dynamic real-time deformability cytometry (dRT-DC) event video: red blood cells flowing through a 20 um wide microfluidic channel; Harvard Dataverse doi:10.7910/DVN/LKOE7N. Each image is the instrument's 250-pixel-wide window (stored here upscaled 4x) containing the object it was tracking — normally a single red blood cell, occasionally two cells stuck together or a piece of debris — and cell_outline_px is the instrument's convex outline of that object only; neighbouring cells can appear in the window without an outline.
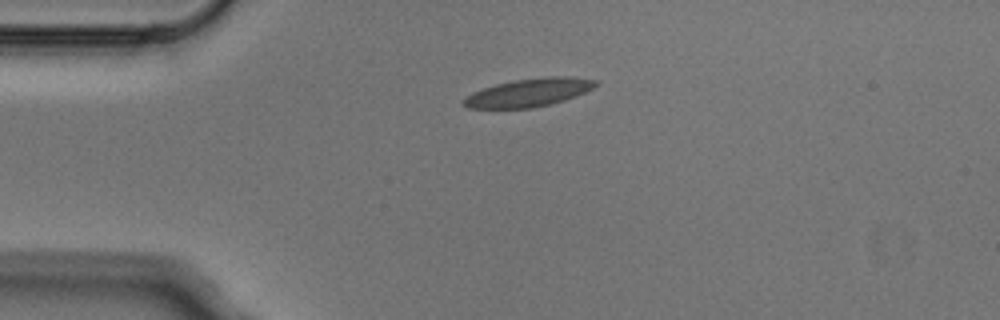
{"species": "Egyptian fruit bat (a non-hibernating species)", "species_latin": "Rousettus aegyptiacus", "temperature_condition": "cold", "stored_images_in_passage": 2, "camera_frame_rate_fps": 3000, "um_per_image_px": 0.085, "animal": {"sex": "male"}, "frame": {"image": 1, "passage_image": 1, "time_ms": 0.0, "image_size_px": [1000, 320], "cell_outline_px": [[600, 84], [576, 96], [564, 100], [532, 108], [468, 108], [460, 104], [460, 100], [464, 96], [472, 92], [496, 84], [516, 80], [548, 76], [568, 76], [596, 80]], "centroid_in_image_um": [44.9, 7.87], "position_along_channel_um": 40.1, "area_um2": 21.68}}